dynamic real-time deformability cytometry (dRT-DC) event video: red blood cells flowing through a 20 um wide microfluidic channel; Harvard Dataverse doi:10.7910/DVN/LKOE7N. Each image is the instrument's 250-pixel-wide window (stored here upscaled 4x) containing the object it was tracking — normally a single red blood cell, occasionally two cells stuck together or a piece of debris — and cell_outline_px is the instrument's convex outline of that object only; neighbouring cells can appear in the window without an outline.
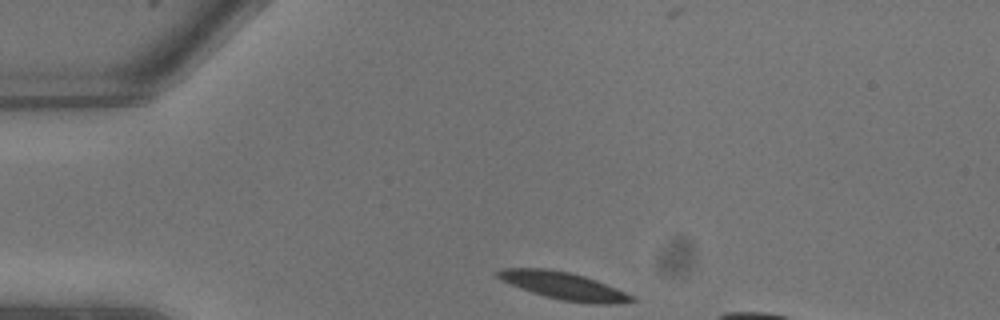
{"species": "common noctule bat (a hibernating species)", "species_latin": "Nyctalus noctula", "temperature_condition": "warm", "stored_images_in_passage": 7, "camera_frame_rate_fps": 3000, "um_per_image_px": 0.085, "animal": {"sex": "male", "body_mass_g": 13.3}, "frame": {"image": 1, "passage_image": 1, "time_ms": 0.0, "image_size_px": [1000, 320], "cell_outline_px": [[636, 300], [616, 304], [592, 304], [560, 300], [544, 296], [532, 292], [500, 280], [496, 276], [496, 272], [504, 268], [548, 268], [568, 272], [584, 276], [596, 280], [616, 288], [632, 296]], "centroid_in_image_um": [47.89, 24.29], "position_along_channel_um": 37.1, "area_um2": 21.27}}
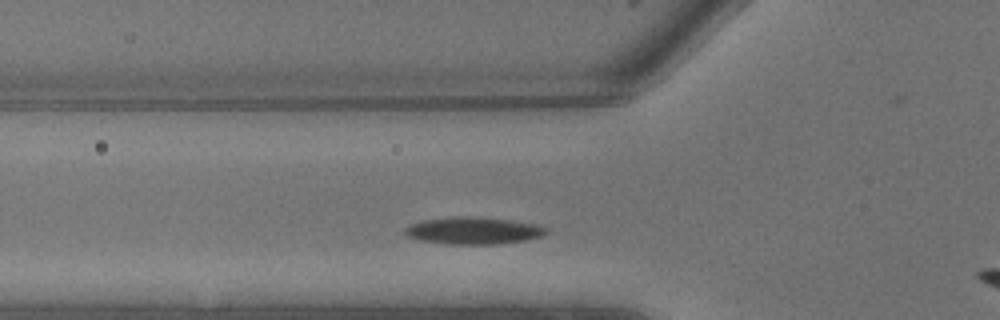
{"frame": {"image": 2, "passage_image": 4, "time_ms": 1.0, "image_size_px": [1000, 320], "cell_outline_px": [[548, 232], [540, 236], [524, 240], [496, 244], [448, 244], [424, 240], [408, 236], [404, 232], [404, 228], [412, 224], [424, 220], [480, 216], [508, 220], [532, 224], [548, 228]], "centroid_in_image_um": [40.26, 19.61], "position_along_channel_um": 85.5, "area_um2": 21.62}}
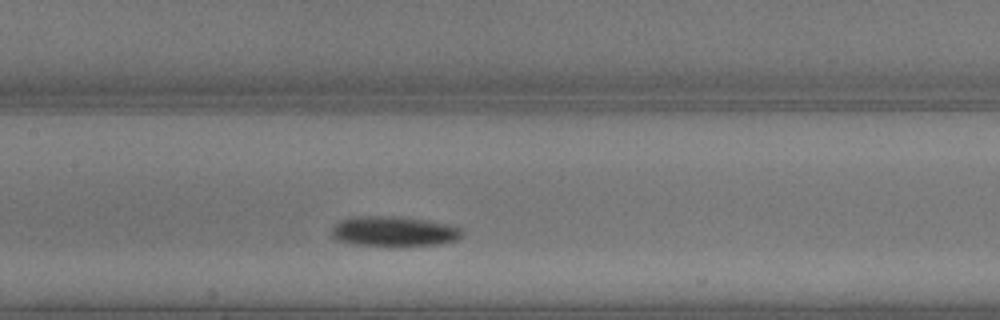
{"frame": {"image": 3, "passage_image": 7, "time_ms": 2.0, "image_size_px": [1000, 320], "cell_outline_px": [[464, 232], [456, 240], [440, 244], [352, 244], [336, 240], [332, 236], [332, 228], [340, 220], [356, 216], [392, 216], [428, 220], [460, 228]], "centroid_in_image_um": [33.44, 19.64], "position_along_channel_um": 174.0, "area_um2": 22.14}}